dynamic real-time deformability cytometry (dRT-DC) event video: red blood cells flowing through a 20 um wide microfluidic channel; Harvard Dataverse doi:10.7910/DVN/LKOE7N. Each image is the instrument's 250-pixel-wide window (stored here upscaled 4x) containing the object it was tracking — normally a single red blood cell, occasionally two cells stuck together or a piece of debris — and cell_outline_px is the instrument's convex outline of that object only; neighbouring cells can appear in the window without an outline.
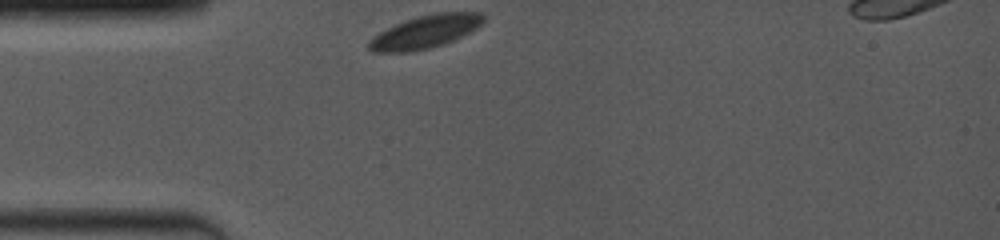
{"species": "common noctule bat (a hibernating species)", "species_latin": "Nyctalus noctula", "temperature_condition": "room temperature", "stored_images_in_passage": 5, "camera_frame_rate_fps": 4000, "um_per_image_px": 0.085, "animal": {"sex": "female", "body_mass_g": 19.0, "forearm_length_mm": 53.3}, "frame": {"image": 1, "passage_image": 1, "time_ms": 0.0, "image_size_px": [1000, 240], "cell_outline_px": [[484, 20], [476, 28], [444, 44], [428, 48], [408, 52], [372, 52], [368, 48], [368, 40], [372, 36], [396, 24], [420, 16], [436, 12], [480, 12], [484, 16]], "centroid_in_image_um": [36.11, 2.7], "position_along_channel_um": 48.9, "area_um2": 21.62}}